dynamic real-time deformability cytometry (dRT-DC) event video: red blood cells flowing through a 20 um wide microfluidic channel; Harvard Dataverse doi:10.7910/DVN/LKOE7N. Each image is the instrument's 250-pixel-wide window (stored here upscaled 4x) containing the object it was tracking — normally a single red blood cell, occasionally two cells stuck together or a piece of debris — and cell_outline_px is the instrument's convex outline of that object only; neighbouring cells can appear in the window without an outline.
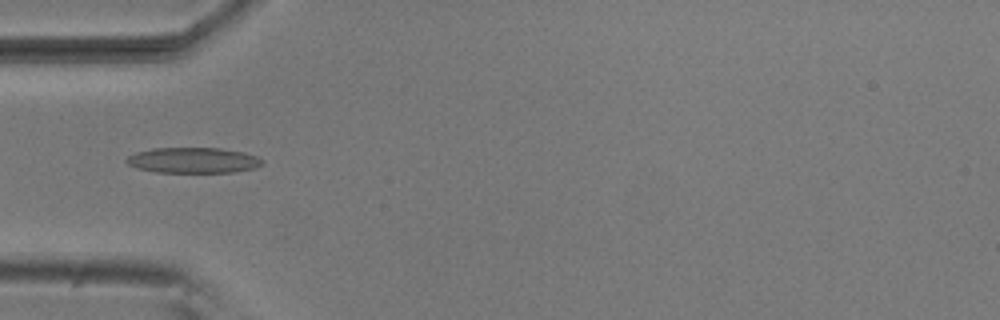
{"species": "common noctule bat (a hibernating species)", "species_latin": "Nyctalus noctula", "temperature_condition": "room temperature", "stored_images_in_passage": 8, "camera_frame_rate_fps": 3000, "um_per_image_px": 0.085, "animal": {"sex": "male", "body_mass_g": 20.5, "forearm_length_mm": 52.5}, "frame": {"image": 1, "passage_image": 5, "time_ms": 1.333, "image_size_px": [1000, 320], "cell_outline_px": [[264, 164], [256, 168], [232, 172], [156, 172], [136, 168], [128, 164], [124, 160], [128, 156], [136, 152], [152, 148], [220, 148], [244, 152], [256, 156], [264, 160]], "centroid_in_image_um": [16.43, 13.62], "position_along_channel_um": 68.6, "area_um2": 20.35}}
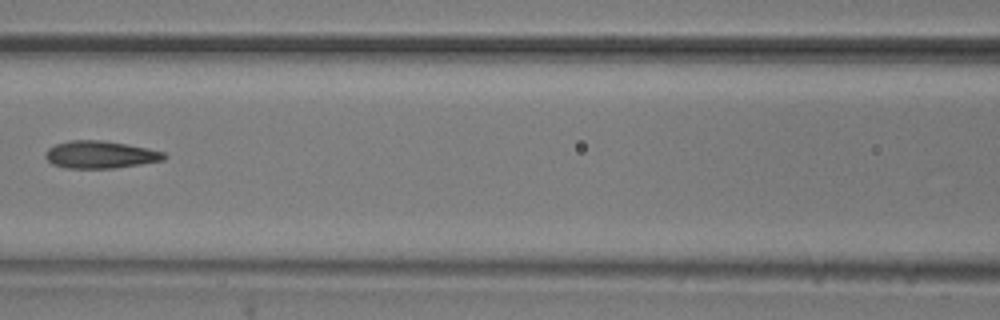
{"frame": {"image": 2, "passage_image": 7, "time_ms": 2.0, "image_size_px": [1000, 320], "cell_outline_px": [[168, 156], [164, 160], [116, 168], [64, 168], [52, 164], [44, 156], [44, 152], [48, 148], [56, 144], [68, 140], [100, 140], [148, 148], [164, 152]], "centroid_in_image_um": [8.5, 13.15], "position_along_channel_um": 158.1, "area_um2": 19.02}}
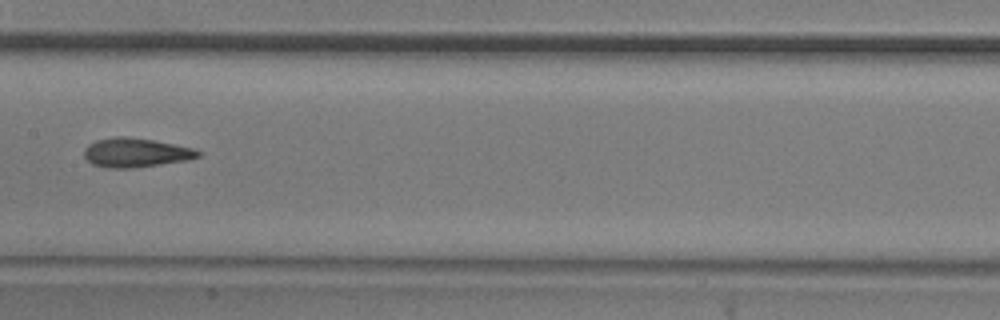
{"frame": {"image": 3, "passage_image": 8, "time_ms": 2.333, "image_size_px": [1000, 320], "cell_outline_px": [[200, 156], [188, 160], [132, 168], [108, 168], [92, 164], [84, 156], [84, 148], [88, 144], [96, 140], [116, 136], [128, 136], [152, 140], [196, 148], [200, 152]], "centroid_in_image_um": [11.53, 12.97], "position_along_channel_um": 195.9, "area_um2": 19.42}}